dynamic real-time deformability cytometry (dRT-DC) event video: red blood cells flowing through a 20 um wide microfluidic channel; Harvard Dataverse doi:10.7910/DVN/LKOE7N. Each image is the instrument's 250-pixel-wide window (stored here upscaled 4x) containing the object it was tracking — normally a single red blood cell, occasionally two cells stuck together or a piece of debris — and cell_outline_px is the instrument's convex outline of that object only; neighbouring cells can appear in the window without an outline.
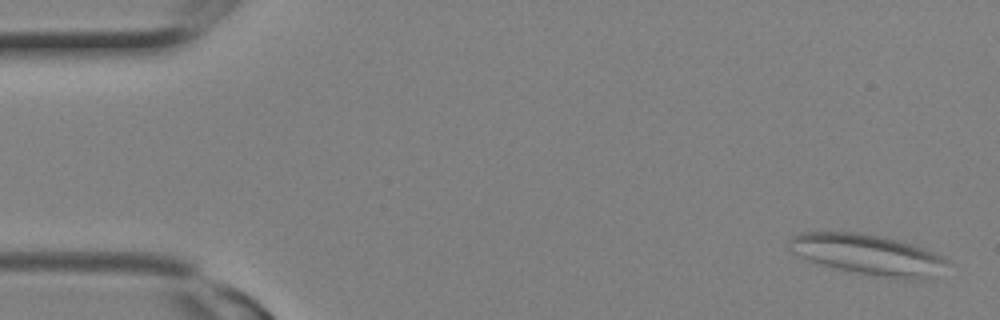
{"species": "Egyptian fruit bat (a non-hibernating species)", "species_latin": "Rousettus aegyptiacus", "temperature_condition": "room temperature", "stored_images_in_passage": 9, "camera_frame_rate_fps": 3000, "um_per_image_px": 0.085, "animal": {"sex": "female"}, "frame": {"image": 1, "passage_image": 1, "time_ms": 0.0, "image_size_px": [1000, 320], "cell_outline_px": [[948, 264], [924, 280], [900, 280], [864, 276], [808, 260], [792, 252], [788, 248], [788, 240], [792, 236], [800, 232], [860, 232], [880, 236], [912, 244], [944, 256], [948, 260]], "centroid_in_image_um": [73.75, 21.66], "position_along_channel_um": 11.2, "area_um2": 37.74}}